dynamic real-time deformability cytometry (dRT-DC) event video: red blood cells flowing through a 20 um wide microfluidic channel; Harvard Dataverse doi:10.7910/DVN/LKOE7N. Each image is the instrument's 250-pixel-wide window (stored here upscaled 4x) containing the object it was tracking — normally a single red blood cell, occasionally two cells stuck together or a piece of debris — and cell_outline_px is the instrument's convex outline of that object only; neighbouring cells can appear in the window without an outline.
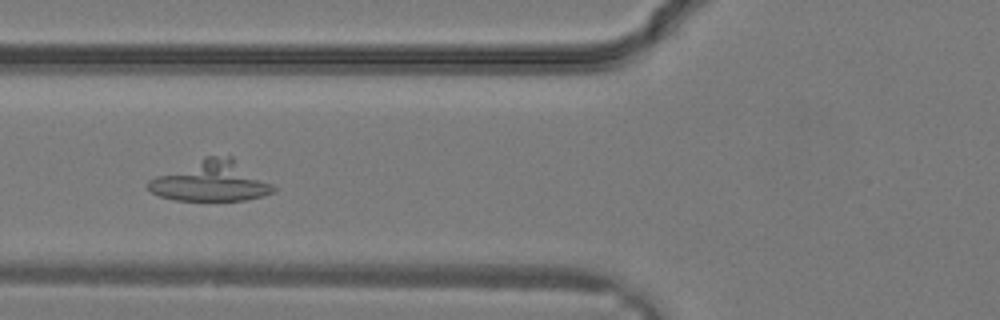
{"species": "common noctule bat (a hibernating species)", "species_latin": "Nyctalus noctula", "temperature_condition": "warm", "stored_images_in_passage": 23, "camera_frame_rate_fps": 3000, "um_per_image_px": 0.085, "animal": {"sex": "male", "body_mass_g": 19.2, "forearm_length_mm": 51.8}, "frame": {"image": 1, "passage_image": 4, "time_ms": 1.0, "image_size_px": [1000, 320], "cell_outline_px": [[276, 192], [244, 200], [176, 200], [160, 196], [152, 192], [148, 188], [148, 180], [156, 176], [204, 156], [232, 156], [272, 184], [276, 188]], "centroid_in_image_um": [17.94, 15.39], "position_along_channel_um": 107.9, "area_um2": 29.25}}
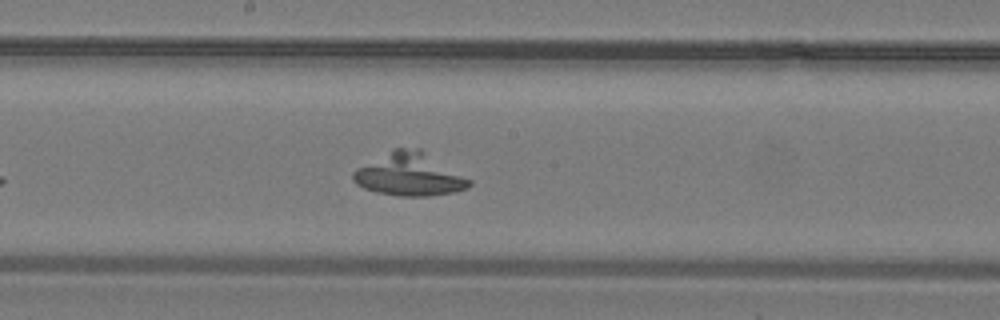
{"frame": {"image": 2, "passage_image": 9, "time_ms": 2.667, "image_size_px": [1000, 320], "cell_outline_px": [[472, 184], [468, 188], [452, 192], [428, 196], [400, 196], [376, 192], [364, 188], [356, 184], [352, 180], [352, 172], [356, 168], [392, 148], [420, 148], [472, 180]], "centroid_in_image_um": [34.78, 14.82], "position_along_channel_um": 213.4, "area_um2": 29.19}}
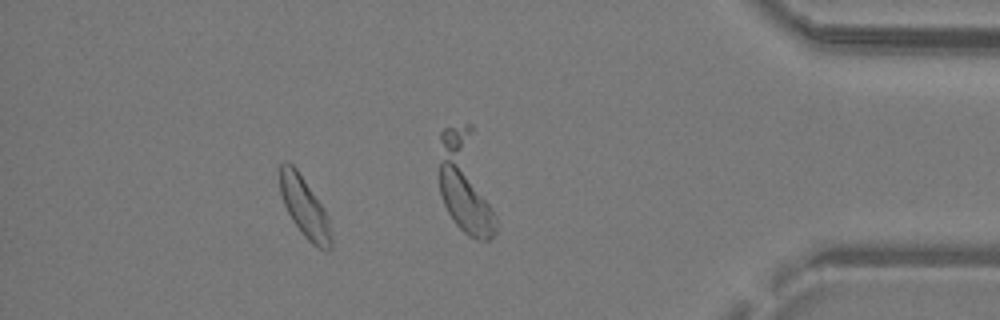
{"frame": {"image": 3, "passage_image": 19, "time_ms": 6.0, "image_size_px": [1000, 320], "cell_outline_px": [[332, 248], [328, 252], [316, 248], [300, 232], [292, 220], [284, 204], [280, 192], [280, 164], [284, 160], [292, 164], [296, 168], [324, 208], [328, 216], [332, 236]], "centroid_in_image_um": [25.91, 17.67], "position_along_channel_um": 409.3, "area_um2": 18.15}}